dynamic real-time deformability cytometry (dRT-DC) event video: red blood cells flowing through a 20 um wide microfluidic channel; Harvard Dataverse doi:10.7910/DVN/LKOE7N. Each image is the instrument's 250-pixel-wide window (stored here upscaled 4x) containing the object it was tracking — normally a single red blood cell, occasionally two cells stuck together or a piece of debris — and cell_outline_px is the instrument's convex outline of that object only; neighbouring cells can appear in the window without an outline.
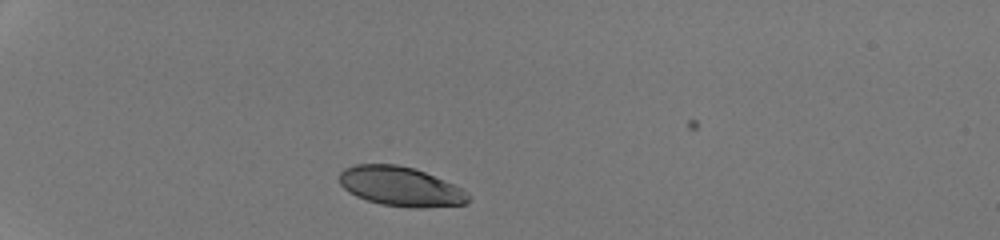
{"species": "human", "species_latin": "Homo sapiens", "temperature_condition": "room temperature", "stored_images_in_passage": 31, "camera_frame_rate_fps": 3000, "um_per_image_px": 0.085, "donor": {"sex": "male"}, "frame": {"image": 1, "passage_image": 1, "time_ms": 0.0, "image_size_px": [1000, 240], "cell_outline_px": [[472, 200], [464, 204], [424, 208], [416, 208], [380, 204], [356, 196], [348, 192], [340, 184], [340, 172], [344, 168], [356, 164], [396, 164], [412, 168], [424, 172], [444, 180], [468, 192], [472, 196]], "centroid_in_image_um": [34.06, 15.86], "position_along_channel_um": 50.9, "area_um2": 29.65}}
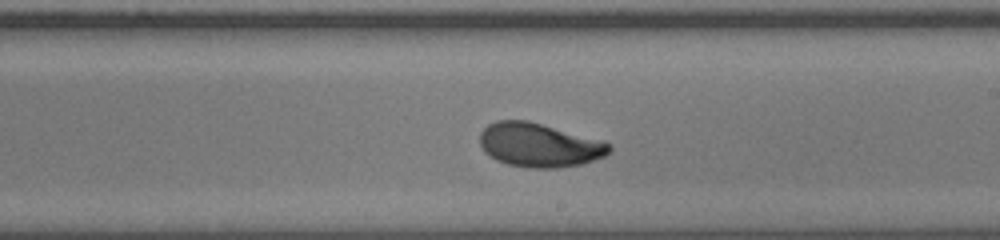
{"frame": {"image": 2, "passage_image": 18, "time_ms": 5.667, "image_size_px": [1000, 240], "cell_outline_px": [[612, 148], [604, 156], [584, 164], [556, 168], [528, 168], [508, 164], [496, 160], [484, 152], [480, 144], [480, 132], [488, 124], [496, 120], [528, 120], [604, 140], [612, 144]], "centroid_in_image_um": [45.85, 12.32], "position_along_channel_um": 243.2, "area_um2": 33.52}}
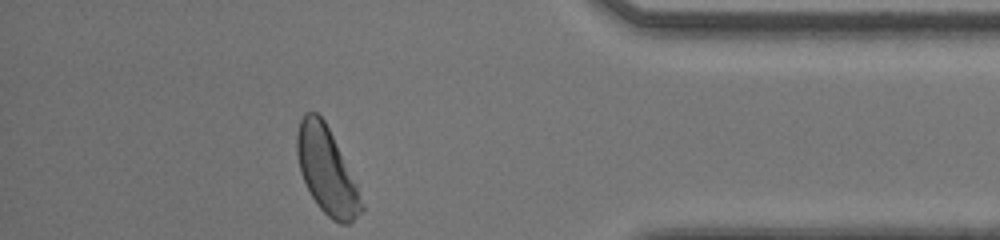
{"frame": {"image": 3, "passage_image": 31, "time_ms": 10.0, "image_size_px": [1000, 240], "cell_outline_px": [[364, 212], [348, 224], [340, 224], [332, 220], [320, 208], [312, 196], [300, 172], [296, 152], [296, 136], [300, 120], [304, 112], [316, 112], [324, 120], [356, 184], [364, 204]], "centroid_in_image_um": [27.76, 14.53], "position_along_channel_um": 407.4, "area_um2": 32.02}, "authors_computed_cell_mechanics": {"area_um2": 32.1368, "velocity_mm_per_s": 4.2638, "shape_relaxation_time_tau1_ms": 2.6538, "shape_relaxation_time_tau2_ms": null, "deformation_change_tau1": 0.1316, "deformation_change_tau2": null}}